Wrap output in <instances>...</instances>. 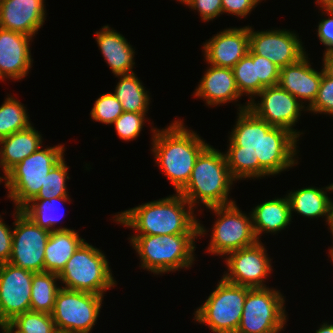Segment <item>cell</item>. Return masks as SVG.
I'll list each match as a JSON object with an SVG mask.
<instances>
[{
	"label": "cell",
	"instance_id": "6da1fadb",
	"mask_svg": "<svg viewBox=\"0 0 333 333\" xmlns=\"http://www.w3.org/2000/svg\"><path fill=\"white\" fill-rule=\"evenodd\" d=\"M237 105V121L224 153L236 181L275 176L298 164L299 139L293 133L258 118L248 108L249 103Z\"/></svg>",
	"mask_w": 333,
	"mask_h": 333
},
{
	"label": "cell",
	"instance_id": "7a4b0ae2",
	"mask_svg": "<svg viewBox=\"0 0 333 333\" xmlns=\"http://www.w3.org/2000/svg\"><path fill=\"white\" fill-rule=\"evenodd\" d=\"M194 211L190 203L176 193L118 212L112 219L139 232L136 235L199 234L200 238L206 235L207 229Z\"/></svg>",
	"mask_w": 333,
	"mask_h": 333
},
{
	"label": "cell",
	"instance_id": "3957f363",
	"mask_svg": "<svg viewBox=\"0 0 333 333\" xmlns=\"http://www.w3.org/2000/svg\"><path fill=\"white\" fill-rule=\"evenodd\" d=\"M183 120H174L167 128H151L155 163L179 193L188 183L195 161L209 145Z\"/></svg>",
	"mask_w": 333,
	"mask_h": 333
},
{
	"label": "cell",
	"instance_id": "277c9868",
	"mask_svg": "<svg viewBox=\"0 0 333 333\" xmlns=\"http://www.w3.org/2000/svg\"><path fill=\"white\" fill-rule=\"evenodd\" d=\"M234 181L225 154L209 144L197 157L191 177L179 193L195 210L200 204L206 208L225 206L236 202L229 197Z\"/></svg>",
	"mask_w": 333,
	"mask_h": 333
},
{
	"label": "cell",
	"instance_id": "5b68a950",
	"mask_svg": "<svg viewBox=\"0 0 333 333\" xmlns=\"http://www.w3.org/2000/svg\"><path fill=\"white\" fill-rule=\"evenodd\" d=\"M197 237L199 234H134L129 239L139 255L141 268L159 275L192 267Z\"/></svg>",
	"mask_w": 333,
	"mask_h": 333
},
{
	"label": "cell",
	"instance_id": "8992f818",
	"mask_svg": "<svg viewBox=\"0 0 333 333\" xmlns=\"http://www.w3.org/2000/svg\"><path fill=\"white\" fill-rule=\"evenodd\" d=\"M65 146L40 147L37 151L12 167L5 175L7 197L21 210L39 193L47 174L64 157Z\"/></svg>",
	"mask_w": 333,
	"mask_h": 333
},
{
	"label": "cell",
	"instance_id": "52a82bcc",
	"mask_svg": "<svg viewBox=\"0 0 333 333\" xmlns=\"http://www.w3.org/2000/svg\"><path fill=\"white\" fill-rule=\"evenodd\" d=\"M102 252L84 241L59 274L62 287L105 296L103 294L117 283Z\"/></svg>",
	"mask_w": 333,
	"mask_h": 333
},
{
	"label": "cell",
	"instance_id": "ba28073f",
	"mask_svg": "<svg viewBox=\"0 0 333 333\" xmlns=\"http://www.w3.org/2000/svg\"><path fill=\"white\" fill-rule=\"evenodd\" d=\"M221 278L203 305L194 311V320L206 324L213 333H236L248 287Z\"/></svg>",
	"mask_w": 333,
	"mask_h": 333
},
{
	"label": "cell",
	"instance_id": "9c48e42d",
	"mask_svg": "<svg viewBox=\"0 0 333 333\" xmlns=\"http://www.w3.org/2000/svg\"><path fill=\"white\" fill-rule=\"evenodd\" d=\"M285 298L275 288H249L236 333H280L287 321Z\"/></svg>",
	"mask_w": 333,
	"mask_h": 333
},
{
	"label": "cell",
	"instance_id": "30bf717a",
	"mask_svg": "<svg viewBox=\"0 0 333 333\" xmlns=\"http://www.w3.org/2000/svg\"><path fill=\"white\" fill-rule=\"evenodd\" d=\"M217 219L211 230L206 251L215 256H226L229 252L256 244L257 239L251 213H243L235 203L208 208Z\"/></svg>",
	"mask_w": 333,
	"mask_h": 333
},
{
	"label": "cell",
	"instance_id": "8fae6325",
	"mask_svg": "<svg viewBox=\"0 0 333 333\" xmlns=\"http://www.w3.org/2000/svg\"><path fill=\"white\" fill-rule=\"evenodd\" d=\"M104 296L61 287L51 313L58 333H90Z\"/></svg>",
	"mask_w": 333,
	"mask_h": 333
},
{
	"label": "cell",
	"instance_id": "7c38bea8",
	"mask_svg": "<svg viewBox=\"0 0 333 333\" xmlns=\"http://www.w3.org/2000/svg\"><path fill=\"white\" fill-rule=\"evenodd\" d=\"M14 210L15 221L9 263L34 273L43 272L44 250L51 231L35 224L21 210Z\"/></svg>",
	"mask_w": 333,
	"mask_h": 333
},
{
	"label": "cell",
	"instance_id": "4fadbf2b",
	"mask_svg": "<svg viewBox=\"0 0 333 333\" xmlns=\"http://www.w3.org/2000/svg\"><path fill=\"white\" fill-rule=\"evenodd\" d=\"M271 258L261 241L256 244L229 252L225 263L227 271L223 278L233 284L249 288H265L264 284L272 272Z\"/></svg>",
	"mask_w": 333,
	"mask_h": 333
},
{
	"label": "cell",
	"instance_id": "5bb4252c",
	"mask_svg": "<svg viewBox=\"0 0 333 333\" xmlns=\"http://www.w3.org/2000/svg\"><path fill=\"white\" fill-rule=\"evenodd\" d=\"M258 96L260 101L253 99L248 108L258 118L273 127L289 130L299 139L303 133L293 127L300 119L301 111H307V107L279 85L265 87L256 97L259 98Z\"/></svg>",
	"mask_w": 333,
	"mask_h": 333
},
{
	"label": "cell",
	"instance_id": "9a60e30c",
	"mask_svg": "<svg viewBox=\"0 0 333 333\" xmlns=\"http://www.w3.org/2000/svg\"><path fill=\"white\" fill-rule=\"evenodd\" d=\"M33 273L9 262L0 264V328L17 315L30 311Z\"/></svg>",
	"mask_w": 333,
	"mask_h": 333
},
{
	"label": "cell",
	"instance_id": "2e32d148",
	"mask_svg": "<svg viewBox=\"0 0 333 333\" xmlns=\"http://www.w3.org/2000/svg\"><path fill=\"white\" fill-rule=\"evenodd\" d=\"M249 50L269 59L280 69L297 62L307 53L302 40L294 31H254L252 26H249Z\"/></svg>",
	"mask_w": 333,
	"mask_h": 333
},
{
	"label": "cell",
	"instance_id": "e0dca14e",
	"mask_svg": "<svg viewBox=\"0 0 333 333\" xmlns=\"http://www.w3.org/2000/svg\"><path fill=\"white\" fill-rule=\"evenodd\" d=\"M249 50V25L227 28L203 44L204 58L209 65L233 68Z\"/></svg>",
	"mask_w": 333,
	"mask_h": 333
},
{
	"label": "cell",
	"instance_id": "ac0fdd59",
	"mask_svg": "<svg viewBox=\"0 0 333 333\" xmlns=\"http://www.w3.org/2000/svg\"><path fill=\"white\" fill-rule=\"evenodd\" d=\"M32 39L28 35L0 28V80H21L29 74L33 63L30 51Z\"/></svg>",
	"mask_w": 333,
	"mask_h": 333
},
{
	"label": "cell",
	"instance_id": "d6986e66",
	"mask_svg": "<svg viewBox=\"0 0 333 333\" xmlns=\"http://www.w3.org/2000/svg\"><path fill=\"white\" fill-rule=\"evenodd\" d=\"M45 0H1L0 28L34 37L46 20Z\"/></svg>",
	"mask_w": 333,
	"mask_h": 333
},
{
	"label": "cell",
	"instance_id": "ffe728a7",
	"mask_svg": "<svg viewBox=\"0 0 333 333\" xmlns=\"http://www.w3.org/2000/svg\"><path fill=\"white\" fill-rule=\"evenodd\" d=\"M308 59L310 58L305 54L297 62L281 68L278 82L282 89L302 104L309 102L307 108L315 101L322 79V69L319 72L313 69Z\"/></svg>",
	"mask_w": 333,
	"mask_h": 333
},
{
	"label": "cell",
	"instance_id": "44dd1931",
	"mask_svg": "<svg viewBox=\"0 0 333 333\" xmlns=\"http://www.w3.org/2000/svg\"><path fill=\"white\" fill-rule=\"evenodd\" d=\"M193 95L204 99L210 107L237 102L241 98L232 68L213 65L207 67Z\"/></svg>",
	"mask_w": 333,
	"mask_h": 333
},
{
	"label": "cell",
	"instance_id": "7402d4cb",
	"mask_svg": "<svg viewBox=\"0 0 333 333\" xmlns=\"http://www.w3.org/2000/svg\"><path fill=\"white\" fill-rule=\"evenodd\" d=\"M95 36L99 50L115 76L135 73V50L122 34L105 25L95 32Z\"/></svg>",
	"mask_w": 333,
	"mask_h": 333
},
{
	"label": "cell",
	"instance_id": "603a6c76",
	"mask_svg": "<svg viewBox=\"0 0 333 333\" xmlns=\"http://www.w3.org/2000/svg\"><path fill=\"white\" fill-rule=\"evenodd\" d=\"M250 213L253 229L259 241H261L260 236L263 232L274 235L284 230L291 224L293 216L291 215L287 196L284 198L275 197V199L258 204L255 208H252Z\"/></svg>",
	"mask_w": 333,
	"mask_h": 333
},
{
	"label": "cell",
	"instance_id": "cb8c5ba5",
	"mask_svg": "<svg viewBox=\"0 0 333 333\" xmlns=\"http://www.w3.org/2000/svg\"><path fill=\"white\" fill-rule=\"evenodd\" d=\"M42 134L32 125L0 140V168L5 175L12 167L42 147Z\"/></svg>",
	"mask_w": 333,
	"mask_h": 333
},
{
	"label": "cell",
	"instance_id": "d4e9b609",
	"mask_svg": "<svg viewBox=\"0 0 333 333\" xmlns=\"http://www.w3.org/2000/svg\"><path fill=\"white\" fill-rule=\"evenodd\" d=\"M325 190V191H324ZM333 192V183L325 188L303 187L291 190L286 196L289 200L291 215L293 211L306 218H325L326 224L330 221L331 201L327 192Z\"/></svg>",
	"mask_w": 333,
	"mask_h": 333
},
{
	"label": "cell",
	"instance_id": "484cf974",
	"mask_svg": "<svg viewBox=\"0 0 333 333\" xmlns=\"http://www.w3.org/2000/svg\"><path fill=\"white\" fill-rule=\"evenodd\" d=\"M84 240L73 229L51 231L44 250V271L59 275Z\"/></svg>",
	"mask_w": 333,
	"mask_h": 333
},
{
	"label": "cell",
	"instance_id": "4316f807",
	"mask_svg": "<svg viewBox=\"0 0 333 333\" xmlns=\"http://www.w3.org/2000/svg\"><path fill=\"white\" fill-rule=\"evenodd\" d=\"M118 81L114 95L121 103L124 112L148 113L150 94L135 73L116 75Z\"/></svg>",
	"mask_w": 333,
	"mask_h": 333
},
{
	"label": "cell",
	"instance_id": "83f0119b",
	"mask_svg": "<svg viewBox=\"0 0 333 333\" xmlns=\"http://www.w3.org/2000/svg\"><path fill=\"white\" fill-rule=\"evenodd\" d=\"M59 275L47 271L33 273L30 310L51 314L55 299L61 286H58Z\"/></svg>",
	"mask_w": 333,
	"mask_h": 333
},
{
	"label": "cell",
	"instance_id": "f1b7e54d",
	"mask_svg": "<svg viewBox=\"0 0 333 333\" xmlns=\"http://www.w3.org/2000/svg\"><path fill=\"white\" fill-rule=\"evenodd\" d=\"M57 202L70 203L71 201L69 196L51 198L50 200L33 199L25 207H23L21 211L26 214L35 224L49 231L70 229L67 227L55 226L61 220V216L63 214L61 212V214L59 213V210L61 209Z\"/></svg>",
	"mask_w": 333,
	"mask_h": 333
},
{
	"label": "cell",
	"instance_id": "f546056e",
	"mask_svg": "<svg viewBox=\"0 0 333 333\" xmlns=\"http://www.w3.org/2000/svg\"><path fill=\"white\" fill-rule=\"evenodd\" d=\"M8 95L0 106V140L33 125L29 120L26 106L14 96Z\"/></svg>",
	"mask_w": 333,
	"mask_h": 333
},
{
	"label": "cell",
	"instance_id": "4dcf8cb0",
	"mask_svg": "<svg viewBox=\"0 0 333 333\" xmlns=\"http://www.w3.org/2000/svg\"><path fill=\"white\" fill-rule=\"evenodd\" d=\"M236 85L241 96L246 95L251 102L259 94V79H256V54L248 53L232 68Z\"/></svg>",
	"mask_w": 333,
	"mask_h": 333
},
{
	"label": "cell",
	"instance_id": "1f68e13d",
	"mask_svg": "<svg viewBox=\"0 0 333 333\" xmlns=\"http://www.w3.org/2000/svg\"><path fill=\"white\" fill-rule=\"evenodd\" d=\"M9 324L18 333H58L51 314L44 312L26 311Z\"/></svg>",
	"mask_w": 333,
	"mask_h": 333
},
{
	"label": "cell",
	"instance_id": "d6a6232c",
	"mask_svg": "<svg viewBox=\"0 0 333 333\" xmlns=\"http://www.w3.org/2000/svg\"><path fill=\"white\" fill-rule=\"evenodd\" d=\"M69 166L63 157L57 164H55L46 176L44 185L34 199H51L63 196H69L66 186V179L68 176Z\"/></svg>",
	"mask_w": 333,
	"mask_h": 333
},
{
	"label": "cell",
	"instance_id": "836d02e7",
	"mask_svg": "<svg viewBox=\"0 0 333 333\" xmlns=\"http://www.w3.org/2000/svg\"><path fill=\"white\" fill-rule=\"evenodd\" d=\"M124 112L119 100L113 93H105L96 99L92 110L91 119L103 124L112 125L114 121Z\"/></svg>",
	"mask_w": 333,
	"mask_h": 333
},
{
	"label": "cell",
	"instance_id": "e575fe53",
	"mask_svg": "<svg viewBox=\"0 0 333 333\" xmlns=\"http://www.w3.org/2000/svg\"><path fill=\"white\" fill-rule=\"evenodd\" d=\"M146 113L123 112L113 123L118 137L133 141L142 131L147 119Z\"/></svg>",
	"mask_w": 333,
	"mask_h": 333
},
{
	"label": "cell",
	"instance_id": "d590c367",
	"mask_svg": "<svg viewBox=\"0 0 333 333\" xmlns=\"http://www.w3.org/2000/svg\"><path fill=\"white\" fill-rule=\"evenodd\" d=\"M308 111L333 117V79L327 77L323 71L318 95L313 104L307 108Z\"/></svg>",
	"mask_w": 333,
	"mask_h": 333
},
{
	"label": "cell",
	"instance_id": "8d00e7d4",
	"mask_svg": "<svg viewBox=\"0 0 333 333\" xmlns=\"http://www.w3.org/2000/svg\"><path fill=\"white\" fill-rule=\"evenodd\" d=\"M280 68L269 59L256 54V79H259V93L265 88L278 85Z\"/></svg>",
	"mask_w": 333,
	"mask_h": 333
},
{
	"label": "cell",
	"instance_id": "74e56055",
	"mask_svg": "<svg viewBox=\"0 0 333 333\" xmlns=\"http://www.w3.org/2000/svg\"><path fill=\"white\" fill-rule=\"evenodd\" d=\"M187 6L198 11L201 20L204 22L213 21L223 14L222 0H191Z\"/></svg>",
	"mask_w": 333,
	"mask_h": 333
},
{
	"label": "cell",
	"instance_id": "f35d334b",
	"mask_svg": "<svg viewBox=\"0 0 333 333\" xmlns=\"http://www.w3.org/2000/svg\"><path fill=\"white\" fill-rule=\"evenodd\" d=\"M322 15H328V18L321 19L317 28V37L325 45L323 54L333 53V9H322Z\"/></svg>",
	"mask_w": 333,
	"mask_h": 333
},
{
	"label": "cell",
	"instance_id": "ab89813d",
	"mask_svg": "<svg viewBox=\"0 0 333 333\" xmlns=\"http://www.w3.org/2000/svg\"><path fill=\"white\" fill-rule=\"evenodd\" d=\"M262 0H222V12L237 16L247 17Z\"/></svg>",
	"mask_w": 333,
	"mask_h": 333
},
{
	"label": "cell",
	"instance_id": "60d3db41",
	"mask_svg": "<svg viewBox=\"0 0 333 333\" xmlns=\"http://www.w3.org/2000/svg\"><path fill=\"white\" fill-rule=\"evenodd\" d=\"M4 222L0 215V264L9 262L12 252L13 230Z\"/></svg>",
	"mask_w": 333,
	"mask_h": 333
},
{
	"label": "cell",
	"instance_id": "b9f144b4",
	"mask_svg": "<svg viewBox=\"0 0 333 333\" xmlns=\"http://www.w3.org/2000/svg\"><path fill=\"white\" fill-rule=\"evenodd\" d=\"M323 66L322 71L323 73L333 79V53L323 54Z\"/></svg>",
	"mask_w": 333,
	"mask_h": 333
},
{
	"label": "cell",
	"instance_id": "7bdbcfd3",
	"mask_svg": "<svg viewBox=\"0 0 333 333\" xmlns=\"http://www.w3.org/2000/svg\"><path fill=\"white\" fill-rule=\"evenodd\" d=\"M315 333H333V324L324 322L320 325L319 329H317Z\"/></svg>",
	"mask_w": 333,
	"mask_h": 333
},
{
	"label": "cell",
	"instance_id": "ee69618b",
	"mask_svg": "<svg viewBox=\"0 0 333 333\" xmlns=\"http://www.w3.org/2000/svg\"><path fill=\"white\" fill-rule=\"evenodd\" d=\"M315 2L321 7V10L333 9V0H316Z\"/></svg>",
	"mask_w": 333,
	"mask_h": 333
},
{
	"label": "cell",
	"instance_id": "f6af8a7d",
	"mask_svg": "<svg viewBox=\"0 0 333 333\" xmlns=\"http://www.w3.org/2000/svg\"><path fill=\"white\" fill-rule=\"evenodd\" d=\"M328 226H329L328 229L330 230V233H332L333 236V201H331L330 221Z\"/></svg>",
	"mask_w": 333,
	"mask_h": 333
},
{
	"label": "cell",
	"instance_id": "bcb514c9",
	"mask_svg": "<svg viewBox=\"0 0 333 333\" xmlns=\"http://www.w3.org/2000/svg\"><path fill=\"white\" fill-rule=\"evenodd\" d=\"M3 333H18L9 323L6 324Z\"/></svg>",
	"mask_w": 333,
	"mask_h": 333
},
{
	"label": "cell",
	"instance_id": "7dc6e473",
	"mask_svg": "<svg viewBox=\"0 0 333 333\" xmlns=\"http://www.w3.org/2000/svg\"><path fill=\"white\" fill-rule=\"evenodd\" d=\"M332 243H333V242H332ZM330 248H331V249H329V251H328V252H329V255H330L329 257H330L331 260H332L331 262H333V246L330 247Z\"/></svg>",
	"mask_w": 333,
	"mask_h": 333
},
{
	"label": "cell",
	"instance_id": "c3c4849f",
	"mask_svg": "<svg viewBox=\"0 0 333 333\" xmlns=\"http://www.w3.org/2000/svg\"><path fill=\"white\" fill-rule=\"evenodd\" d=\"M179 2H181V4H184V5H188V3L191 1V0H177Z\"/></svg>",
	"mask_w": 333,
	"mask_h": 333
},
{
	"label": "cell",
	"instance_id": "681fc988",
	"mask_svg": "<svg viewBox=\"0 0 333 333\" xmlns=\"http://www.w3.org/2000/svg\"><path fill=\"white\" fill-rule=\"evenodd\" d=\"M3 180H5V177L0 176V183H2Z\"/></svg>",
	"mask_w": 333,
	"mask_h": 333
}]
</instances>
